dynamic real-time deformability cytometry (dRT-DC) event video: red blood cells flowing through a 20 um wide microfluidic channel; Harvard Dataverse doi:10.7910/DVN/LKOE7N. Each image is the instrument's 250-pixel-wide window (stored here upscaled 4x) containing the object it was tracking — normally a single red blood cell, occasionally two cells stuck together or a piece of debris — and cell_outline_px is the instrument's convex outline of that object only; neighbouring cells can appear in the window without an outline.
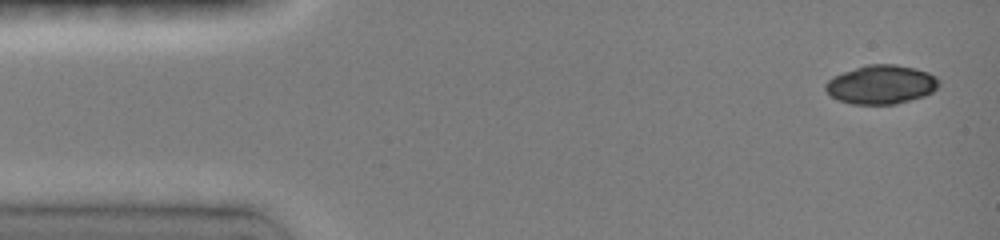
{"species": "common noctule bat (a hibernating species)", "species_latin": "Nyctalus noctula", "temperature_condition": "room temperature", "stored_images_in_passage": 13, "camera_frame_rate_fps": 3000, "um_per_image_px": 0.085, "animal": {"sex": "female", "body_mass_g": 19.0, "forearm_length_mm": 51.5}, "frame": {"image": 1, "passage_image": 1, "time_ms": 0.0, "image_size_px": [1000, 240], "cell_outline_px": [[940, 84], [932, 92], [924, 96], [896, 104], [852, 104], [840, 100], [832, 96], [824, 88], [824, 84], [832, 76], [868, 64], [896, 64], [916, 68], [928, 72], [936, 76], [940, 80]], "centroid_in_image_um": [74.92, 7.18], "position_along_channel_um": 10.1, "area_um2": 25.72}}
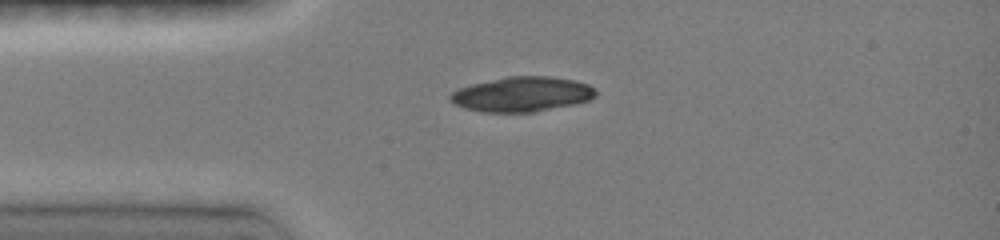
{"frame": {"image": 2, "passage_image": 7, "time_ms": 3.0, "image_size_px": [1000, 240], "cell_outline_px": [[596, 96], [588, 100], [572, 104], [532, 112], [484, 112], [464, 108], [456, 104], [448, 96], [452, 92], [460, 88], [472, 84], [508, 76], [548, 76], [576, 80], [588, 84], [596, 88]], "centroid_in_image_um": [44.39, 8.0], "position_along_channel_um": 40.6, "area_um2": 29.3}}